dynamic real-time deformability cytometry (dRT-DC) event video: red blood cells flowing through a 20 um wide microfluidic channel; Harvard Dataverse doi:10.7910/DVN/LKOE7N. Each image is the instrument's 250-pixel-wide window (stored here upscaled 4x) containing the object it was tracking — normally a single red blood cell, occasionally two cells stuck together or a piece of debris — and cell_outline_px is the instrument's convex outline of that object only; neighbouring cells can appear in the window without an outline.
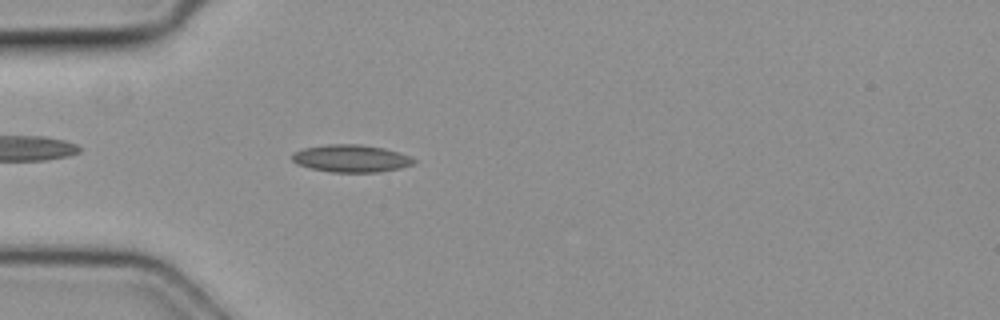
{"species": "common noctule bat (a hibernating species)", "species_latin": "Nyctalus noctula", "temperature_condition": "cold", "stored_images_in_passage": 41, "camera_frame_rate_fps": 3000, "um_per_image_px": 0.085, "animal": {"sex": "female", "body_mass_g": 19.3, "forearm_length_mm": 54.1}, "frame": {"image": 1, "passage_image": 4, "time_ms": 1.0, "image_size_px": [1000, 320], "cell_outline_px": [[416, 160], [412, 164], [400, 168], [380, 172], [328, 172], [308, 168], [296, 164], [292, 160], [292, 152], [304, 148], [328, 144], [360, 144], [384, 148], [408, 156]], "centroid_in_image_um": [29.78, 13.47], "position_along_channel_um": 55.2, "area_um2": 19.48}}
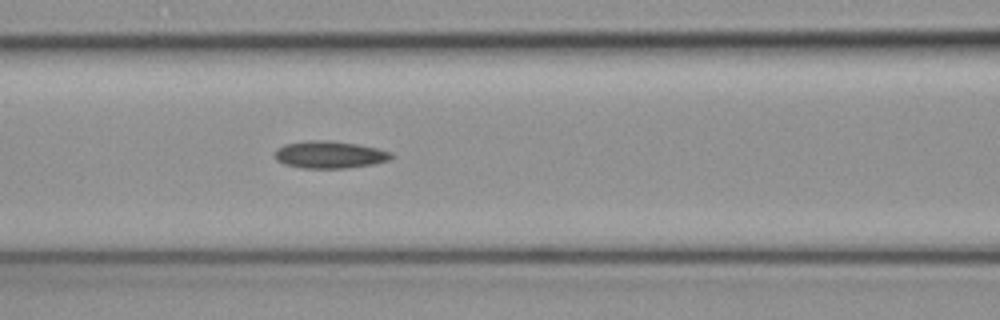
{"frame": {"image": 2, "passage_image": 11, "time_ms": 3.333, "image_size_px": [1000, 320], "cell_outline_px": [[396, 156], [388, 160], [372, 164], [348, 168], [300, 168], [284, 164], [276, 160], [276, 148], [284, 144], [308, 140], [332, 140], [356, 144], [376, 148], [392, 152]], "centroid_in_image_um": [28.02, 13.14], "position_along_channel_um": 138.6, "area_um2": 18.61}}
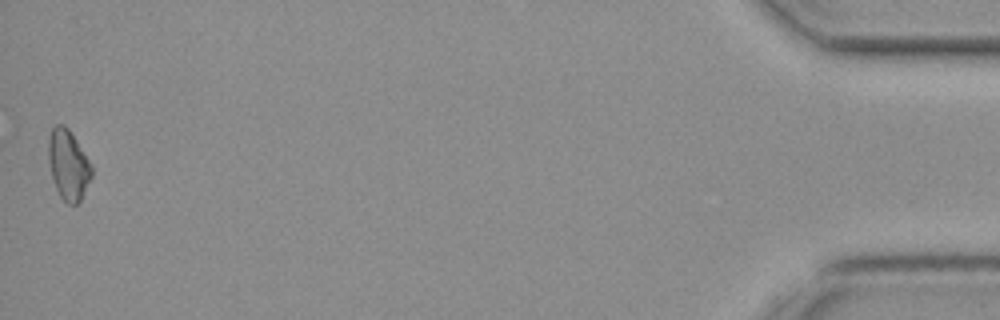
{"frame": {"image": 3, "passage_image": 41, "time_ms": 13.333, "image_size_px": [1000, 320], "cell_outline_px": [[92, 176], [80, 200], [76, 204], [68, 204], [60, 196], [56, 188], [52, 176], [48, 160], [48, 136], [52, 128], [56, 124], [64, 124], [68, 128], [92, 164]], "centroid_in_image_um": [5.79, 13.98], "position_along_channel_um": 429.4, "area_um2": 17.57}}